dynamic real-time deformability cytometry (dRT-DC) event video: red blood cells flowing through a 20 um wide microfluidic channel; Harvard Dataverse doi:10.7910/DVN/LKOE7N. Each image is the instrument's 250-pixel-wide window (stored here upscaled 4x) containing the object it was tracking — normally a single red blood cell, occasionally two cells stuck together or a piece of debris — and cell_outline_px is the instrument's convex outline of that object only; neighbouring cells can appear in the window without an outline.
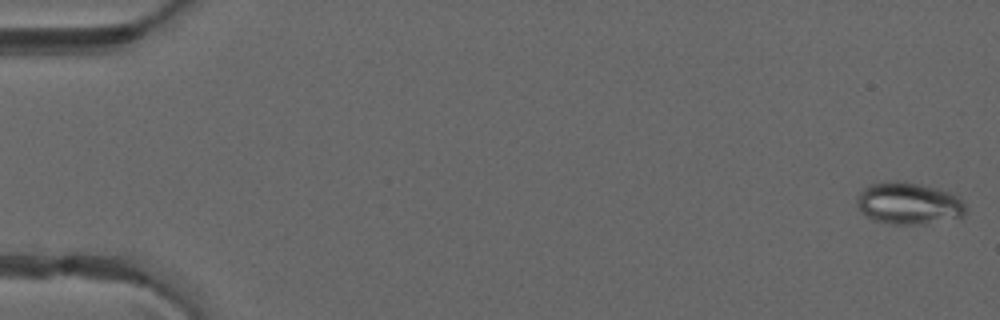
{"species": "common noctule bat (a hibernating species)", "species_latin": "Nyctalus noctula", "temperature_condition": "warm", "stored_images_in_passage": 13, "camera_frame_rate_fps": 3000, "um_per_image_px": 0.085, "animal": {"sex": "male", "forearm_length_mm": 52.5}, "frame": {"image": 1, "passage_image": 1, "time_ms": 0.0, "image_size_px": [1000, 320], "cell_outline_px": [[968, 212], [964, 216], [920, 224], [892, 224], [872, 220], [864, 216], [856, 204], [856, 200], [860, 192], [864, 188], [872, 184], [888, 180], [904, 180], [936, 188], [948, 192], [956, 196], [964, 204]], "centroid_in_image_um": [77.19, 17.28], "position_along_channel_um": 7.8, "area_um2": 26.7}}